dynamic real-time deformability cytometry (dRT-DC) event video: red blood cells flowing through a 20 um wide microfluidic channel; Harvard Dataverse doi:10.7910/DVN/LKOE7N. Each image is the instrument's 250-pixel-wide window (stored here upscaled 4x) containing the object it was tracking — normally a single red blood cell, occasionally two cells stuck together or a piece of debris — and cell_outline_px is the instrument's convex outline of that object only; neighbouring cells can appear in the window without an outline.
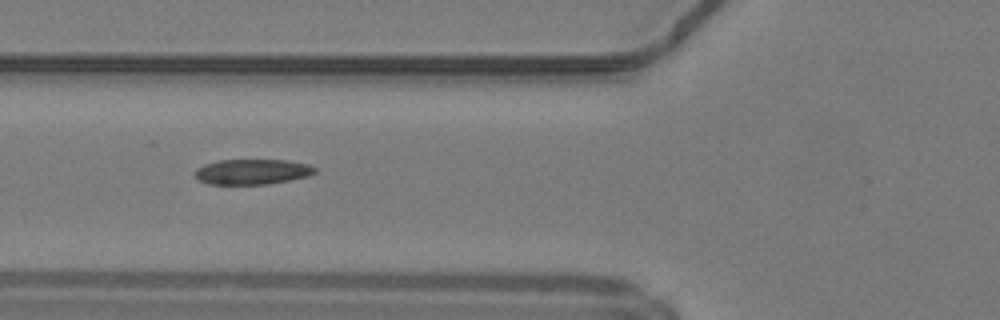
{"species": "common noctule bat (a hibernating species)", "species_latin": "Nyctalus noctula", "temperature_condition": "warm", "stored_images_in_passage": 36, "camera_frame_rate_fps": 3000, "um_per_image_px": 0.085, "animal": {"sex": "male", "body_mass_g": 19.2, "forearm_length_mm": 51.8}, "frame": {"image": 1, "passage_image": 6, "time_ms": 1.667, "image_size_px": [1000, 320], "cell_outline_px": [[316, 172], [308, 176], [268, 184], [208, 184], [200, 180], [192, 172], [196, 168], [204, 164], [220, 160], [284, 160], [308, 164], [316, 168]], "centroid_in_image_um": [21.41, 14.59], "position_along_channel_um": 104.4, "area_um2": 17.63}, "authors_computed_cell_mechanics": {"area_um2": 17.7735, "velocity_mm_per_s": 4.2353, "shape_relaxation_time_tau1_ms": null, "shape_relaxation_time_tau2_ms": 4.2731, "deformation_change_tau1": null, "deformation_change_tau2": 0.1386}}